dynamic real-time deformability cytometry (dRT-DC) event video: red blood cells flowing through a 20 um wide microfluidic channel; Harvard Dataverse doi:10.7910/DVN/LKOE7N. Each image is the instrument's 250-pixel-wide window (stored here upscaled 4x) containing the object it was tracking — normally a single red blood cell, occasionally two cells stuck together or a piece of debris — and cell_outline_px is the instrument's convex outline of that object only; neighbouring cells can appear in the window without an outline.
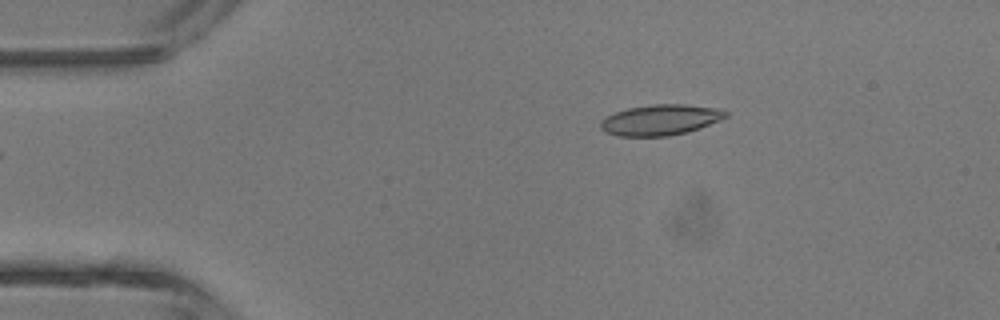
{"species": "common noctule bat (a hibernating species)", "species_latin": "Nyctalus noctula", "temperature_condition": "room temperature", "stored_images_in_passage": 2, "camera_frame_rate_fps": 3000, "um_per_image_px": 0.085, "animal": {"sex": "male", "body_mass_g": 13.3}, "frame": {"image": 1, "passage_image": 2, "time_ms": 1.0, "image_size_px": [1000, 320], "cell_outline_px": [[728, 116], [720, 120], [700, 128], [688, 132], [668, 136], [616, 136], [604, 132], [600, 128], [600, 120], [604, 116], [628, 108], [652, 104], [684, 104], [720, 108], [728, 112]], "centroid_in_image_um": [56.12, 10.19], "position_along_channel_um": 28.9, "area_um2": 22.66}}